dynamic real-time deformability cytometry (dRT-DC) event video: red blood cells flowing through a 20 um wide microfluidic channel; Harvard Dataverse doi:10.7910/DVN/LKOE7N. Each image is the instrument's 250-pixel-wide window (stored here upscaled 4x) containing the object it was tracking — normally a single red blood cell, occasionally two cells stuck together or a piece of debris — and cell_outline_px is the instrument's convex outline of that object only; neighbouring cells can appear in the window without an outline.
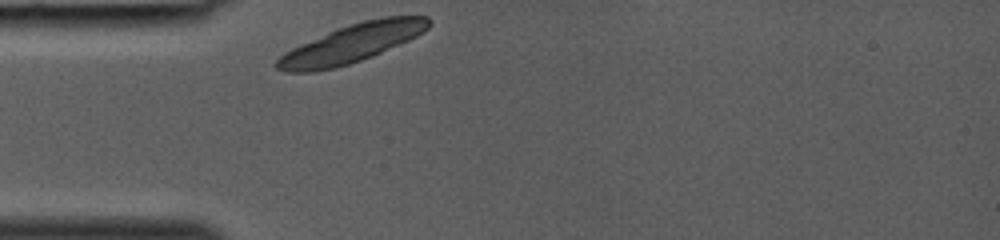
{"species": "common noctule bat (a hibernating species)", "species_latin": "Nyctalus noctula", "temperature_condition": "room temperature", "stored_images_in_passage": 5, "camera_frame_rate_fps": 3000, "um_per_image_px": 0.085, "animal": {"sex": "female", "body_mass_g": 19.0, "forearm_length_mm": 53.3}, "frame": {"image": 1, "passage_image": 1, "time_ms": 0.0, "image_size_px": [1000, 240], "cell_outline_px": [[432, 24], [424, 32], [408, 40], [372, 56], [336, 68], [316, 72], [284, 72], [276, 68], [276, 60], [284, 52], [300, 44], [328, 32], [348, 24], [364, 20], [384, 16], [428, 16], [432, 20]], "centroid_in_image_um": [29.91, 3.69], "position_along_channel_um": 55.1, "area_um2": 33.93}}
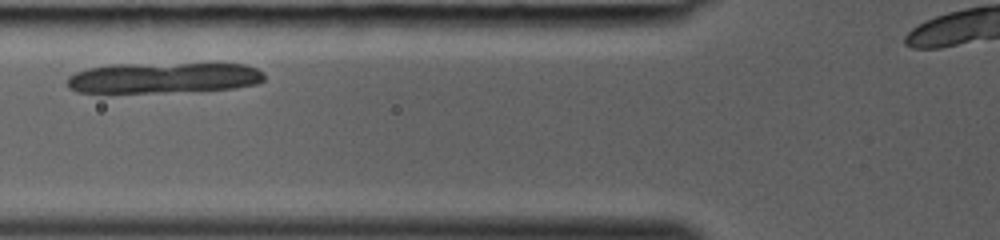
{"frame": {"image": 2, "passage_image": 4, "time_ms": 1.0, "image_size_px": [1000, 240], "cell_outline_px": [[264, 80], [256, 84], [236, 88], [164, 92], [76, 92], [68, 88], [68, 76], [76, 72], [88, 68], [112, 64], [244, 64], [256, 68], [264, 72]], "centroid_in_image_um": [13.9, 6.61], "position_along_channel_um": 111.9, "area_um2": 35.08}}